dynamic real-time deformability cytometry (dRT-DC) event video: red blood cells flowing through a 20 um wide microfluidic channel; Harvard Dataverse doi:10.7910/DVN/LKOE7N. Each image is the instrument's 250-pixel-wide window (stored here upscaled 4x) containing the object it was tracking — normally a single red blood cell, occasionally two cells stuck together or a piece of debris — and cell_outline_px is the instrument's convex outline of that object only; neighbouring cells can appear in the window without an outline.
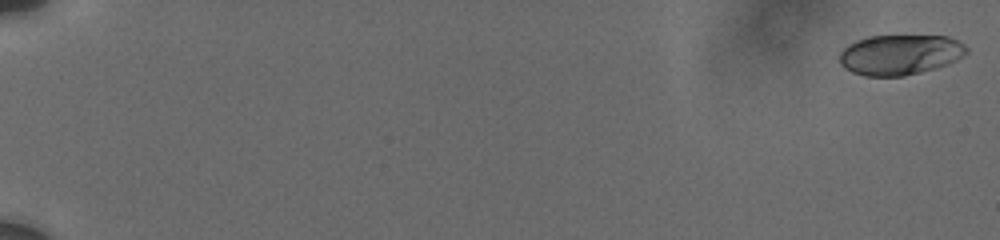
{"species": "human", "species_latin": "Homo sapiens", "temperature_condition": "cold", "stored_images_in_passage": 30, "camera_frame_rate_fps": 3000, "um_per_image_px": 0.085, "donor": {"sex": "male"}, "frame": {"image": 1, "passage_image": 1, "time_ms": 0.0, "image_size_px": [1000, 240], "cell_outline_px": [[968, 52], [964, 56], [948, 64], [920, 72], [904, 76], [864, 76], [852, 72], [844, 68], [840, 64], [840, 52], [848, 44], [856, 40], [868, 36], [948, 36], [964, 44], [968, 48]], "centroid_in_image_um": [76.49, 4.65], "position_along_channel_um": 8.5, "area_um2": 29.88}}
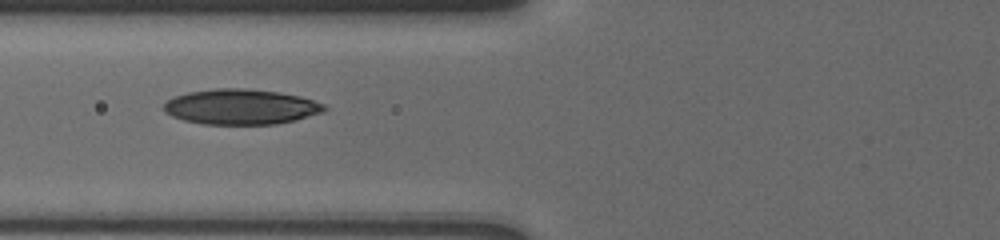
{"frame": {"image": 2, "passage_image": 22, "time_ms": 8.333, "image_size_px": [1000, 240], "cell_outline_px": [[328, 108], [324, 112], [296, 120], [276, 124], [204, 124], [184, 120], [172, 116], [164, 112], [164, 104], [168, 100], [176, 96], [188, 92], [216, 88], [244, 88], [280, 92], [300, 96], [324, 104]], "centroid_in_image_um": [20.5, 9.08], "position_along_channel_um": 105.3, "area_um2": 33.06}}
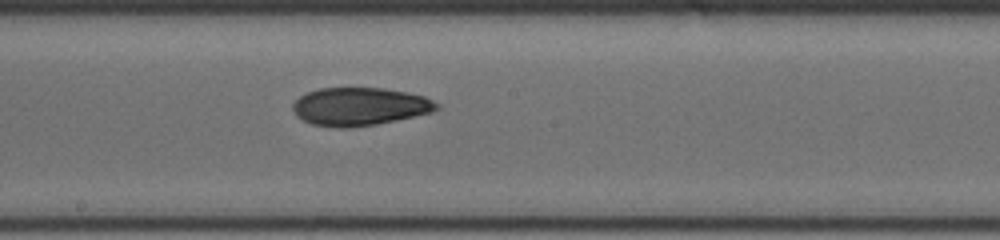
{"frame": {"image": 3, "passage_image": 30, "time_ms": 11.333, "image_size_px": [1000, 240], "cell_outline_px": [[440, 108], [432, 112], [396, 120], [376, 124], [348, 128], [340, 128], [312, 124], [296, 116], [292, 108], [292, 104], [300, 96], [308, 92], [320, 88], [384, 88], [408, 92], [424, 96], [440, 104]], "centroid_in_image_um": [30.58, 9.05], "position_along_channel_um": 217.6, "area_um2": 31.91}}